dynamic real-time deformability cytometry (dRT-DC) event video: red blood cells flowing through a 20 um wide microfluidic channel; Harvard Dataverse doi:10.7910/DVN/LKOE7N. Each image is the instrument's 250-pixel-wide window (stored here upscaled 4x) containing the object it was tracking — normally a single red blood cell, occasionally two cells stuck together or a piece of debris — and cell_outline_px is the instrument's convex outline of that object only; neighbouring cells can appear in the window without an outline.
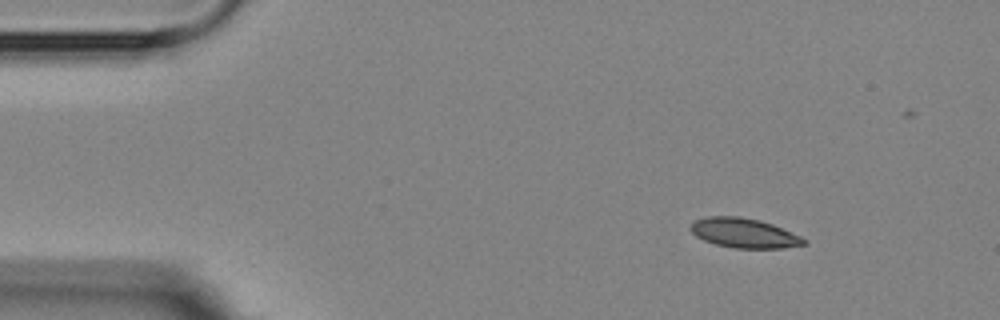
{"species": "Egyptian fruit bat (a non-hibernating species)", "species_latin": "Rousettus aegyptiacus", "temperature_condition": "room temperature", "stored_images_in_passage": 5, "camera_frame_rate_fps": 3000, "um_per_image_px": 0.085, "animal": {"sex": "female"}, "frame": {"image": 1, "passage_image": 1, "time_ms": 0.0, "image_size_px": [1000, 320], "cell_outline_px": [[808, 244], [784, 248], [736, 248], [716, 244], [704, 240], [696, 236], [688, 228], [696, 220], [708, 216], [740, 216], [760, 220], [772, 224], [800, 236], [808, 240]], "centroid_in_image_um": [63.27, 19.81], "position_along_channel_um": 21.7, "area_um2": 19.54}}
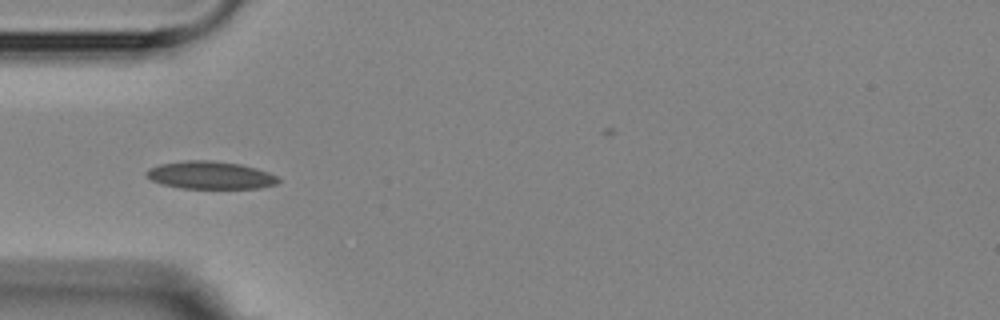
{"frame": {"image": 2, "passage_image": 4, "time_ms": 3.333, "image_size_px": [1000, 320], "cell_outline_px": [[280, 180], [276, 184], [260, 188], [180, 188], [160, 184], [144, 176], [144, 172], [148, 168], [160, 164], [188, 160], [208, 160], [240, 164], [256, 168], [268, 172], [276, 176]], "centroid_in_image_um": [17.83, 14.89], "position_along_channel_um": 67.2, "area_um2": 21.33}}
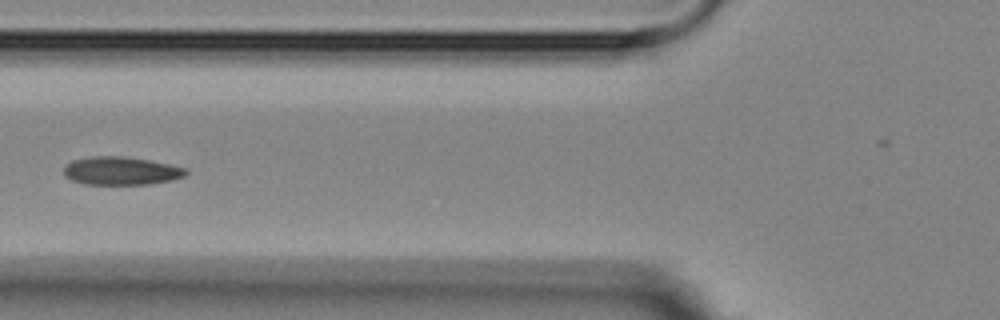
{"frame": {"image": 3, "passage_image": 5, "time_ms": 4.667, "image_size_px": [1000, 320], "cell_outline_px": [[188, 172], [184, 176], [172, 180], [148, 184], [84, 184], [72, 180], [64, 176], [64, 164], [72, 160], [92, 156], [124, 156], [148, 160], [188, 168]], "centroid_in_image_um": [10.27, 14.52], "position_along_channel_um": 115.5, "area_um2": 20.11}}